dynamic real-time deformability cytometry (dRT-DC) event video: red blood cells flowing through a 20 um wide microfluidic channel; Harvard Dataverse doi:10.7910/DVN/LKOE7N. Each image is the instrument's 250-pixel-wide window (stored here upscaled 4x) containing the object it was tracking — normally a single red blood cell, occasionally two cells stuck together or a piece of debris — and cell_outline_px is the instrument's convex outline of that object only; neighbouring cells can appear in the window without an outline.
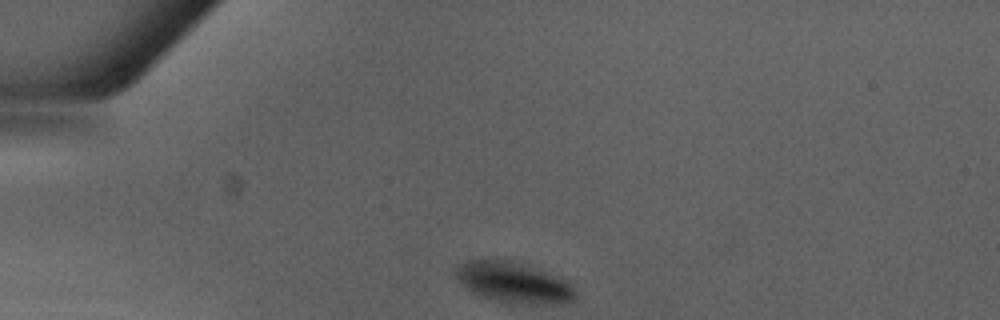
{"species": "Egyptian fruit bat (a non-hibernating species)", "species_latin": "Rousettus aegyptiacus", "temperature_condition": "warm", "stored_images_in_passage": 29, "camera_frame_rate_fps": 3000, "um_per_image_px": 0.085, "animal": {"sex": "male"}, "frame": {"image": 1, "passage_image": 1, "time_ms": 0.0, "image_size_px": [1000, 320], "cell_outline_px": [[576, 304], [504, 304], [472, 292], [460, 284], [456, 280], [452, 272], [452, 268], [468, 260], [508, 260], [524, 264], [548, 272], [568, 280], [572, 284], [576, 292]], "centroid_in_image_um": [43.69, 24.05], "position_along_channel_um": 41.3, "area_um2": 29.36}}
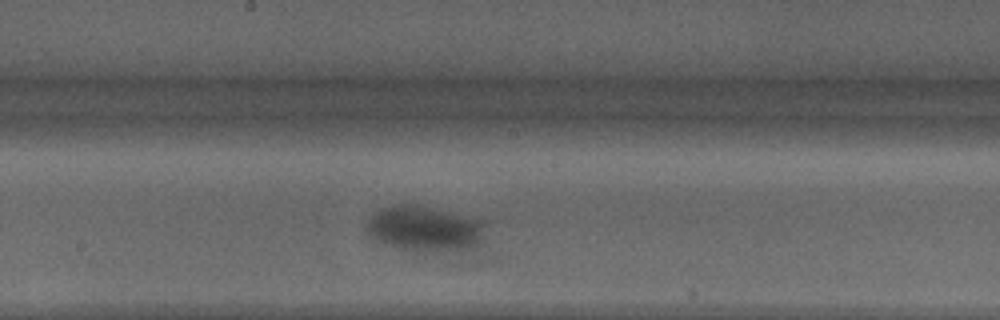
{"frame": {"image": 2, "passage_image": 16, "time_ms": 5.0, "image_size_px": [1000, 320], "cell_outline_px": [[480, 224], [476, 244], [468, 248], [440, 252], [416, 252], [380, 240], [372, 236], [368, 232], [368, 220], [372, 216], [388, 208], [404, 204], [408, 204], [480, 220]], "centroid_in_image_um": [36.03, 19.47], "position_along_channel_um": 212.2, "area_um2": 28.96}}
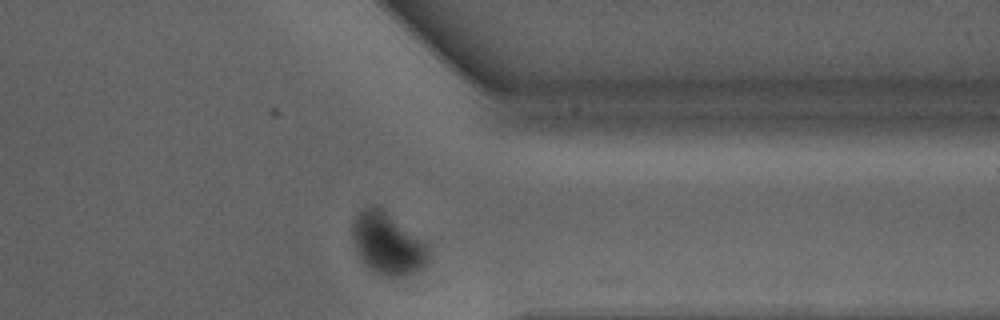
{"frame": {"image": 3, "passage_image": 28, "time_ms": 9.0, "image_size_px": [1000, 320], "cell_outline_px": [[428, 260], [420, 268], [404, 276], [392, 280], [376, 272], [360, 256], [352, 236], [352, 216], [360, 208], [368, 204], [376, 204], [424, 244], [428, 256]], "centroid_in_image_um": [32.85, 20.68], "position_along_channel_um": 378.6, "area_um2": 26.59}}